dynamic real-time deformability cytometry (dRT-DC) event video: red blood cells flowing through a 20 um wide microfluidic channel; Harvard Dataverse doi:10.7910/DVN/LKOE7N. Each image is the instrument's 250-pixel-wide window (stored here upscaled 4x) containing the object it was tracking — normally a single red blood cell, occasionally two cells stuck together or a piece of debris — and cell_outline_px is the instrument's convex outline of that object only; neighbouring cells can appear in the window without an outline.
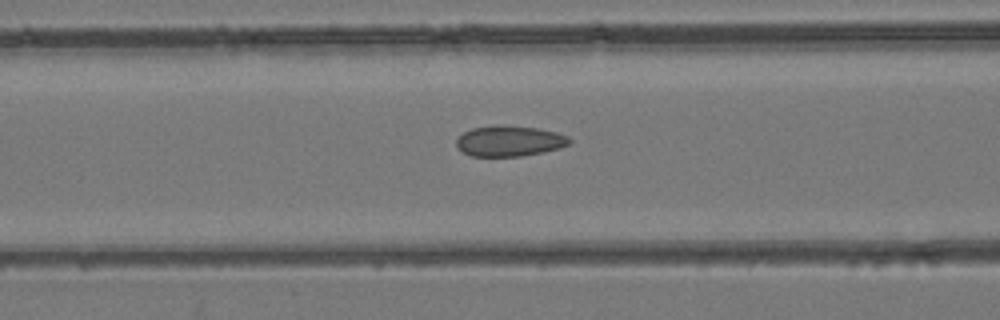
{"species": "common noctule bat (a hibernating species)", "species_latin": "Nyctalus noctula", "temperature_condition": "room temperature", "stored_images_in_passage": 19, "camera_frame_rate_fps": 3000, "um_per_image_px": 0.085, "animal": {"sex": "female", "body_mass_g": 24.6, "forearm_length_mm": 56.2}, "frame": {"image": 1, "passage_image": 9, "time_ms": 2.667, "image_size_px": [1000, 320], "cell_outline_px": [[572, 140], [568, 144], [560, 148], [544, 152], [520, 156], [472, 156], [464, 152], [456, 144], [456, 140], [464, 132], [472, 128], [496, 124], [500, 124], [536, 128], [556, 132], [568, 136]], "centroid_in_image_um": [43.32, 11.97], "position_along_channel_um": 123.3, "area_um2": 20.17}}
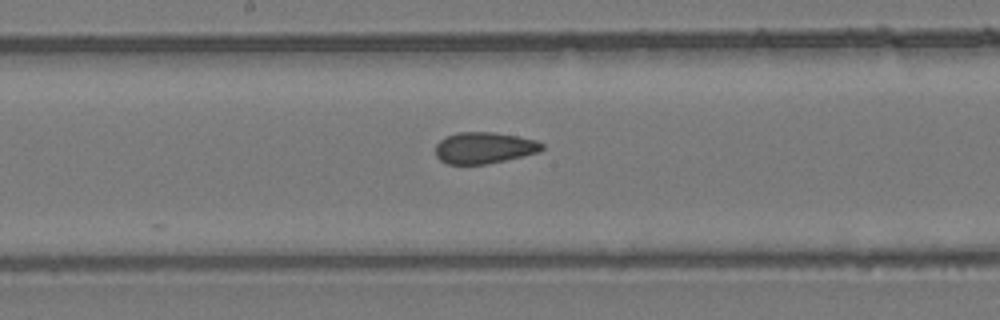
{"frame": {"image": 2, "passage_image": 15, "time_ms": 4.667, "image_size_px": [1000, 320], "cell_outline_px": [[544, 148], [540, 152], [504, 160], [484, 164], [448, 164], [440, 160], [436, 156], [436, 144], [444, 136], [460, 132], [492, 132], [516, 136], [536, 140], [544, 144]], "centroid_in_image_um": [41.14, 12.56], "position_along_channel_um": 207.1, "area_um2": 19.42}}
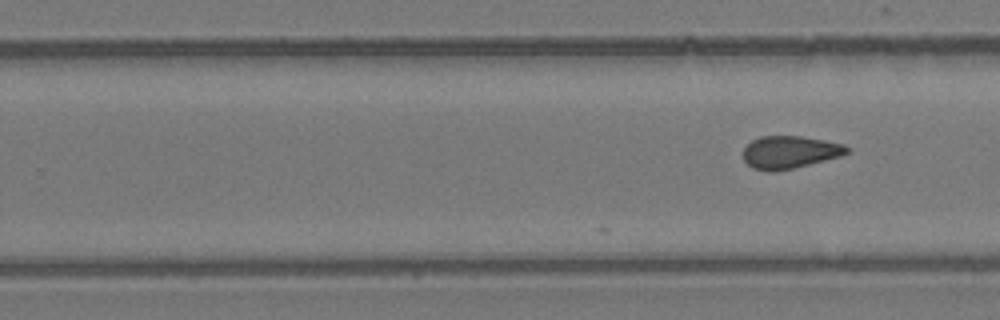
{"frame": {"image": 3, "passage_image": 19, "time_ms": 6.0, "image_size_px": [1000, 320], "cell_outline_px": [[848, 152], [840, 156], [776, 172], [768, 172], [752, 168], [744, 160], [744, 148], [752, 140], [760, 136], [800, 136], [824, 140], [844, 144], [848, 148]], "centroid_in_image_um": [67.09, 12.93], "position_along_channel_um": 262.7, "area_um2": 19.54}}